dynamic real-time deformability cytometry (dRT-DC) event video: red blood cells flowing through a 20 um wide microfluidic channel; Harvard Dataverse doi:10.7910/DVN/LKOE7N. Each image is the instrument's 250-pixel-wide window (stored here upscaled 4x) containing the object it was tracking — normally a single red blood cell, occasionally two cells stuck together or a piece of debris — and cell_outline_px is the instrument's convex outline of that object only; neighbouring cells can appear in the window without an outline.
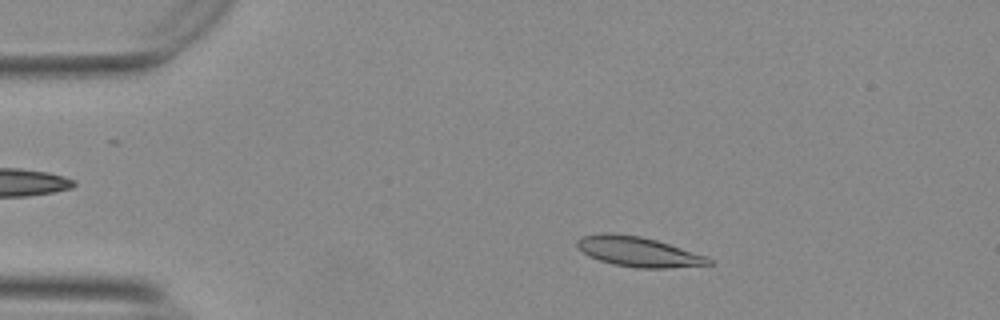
{"species": "Egyptian fruit bat (a non-hibernating species)", "species_latin": "Rousettus aegyptiacus", "temperature_condition": "warm", "stored_images_in_passage": 54, "camera_frame_rate_fps": 3000, "um_per_image_px": 0.085, "animal": {"sex": "female"}, "frame": {"image": 1, "passage_image": 9, "time_ms": 2.667, "image_size_px": [1000, 320], "cell_outline_px": [[712, 264], [668, 268], [636, 268], [612, 264], [588, 256], [576, 244], [576, 240], [580, 236], [600, 232], [616, 232], [640, 236], [656, 240], [704, 256], [712, 260]], "centroid_in_image_um": [54.17, 21.38], "position_along_channel_um": 30.8, "area_um2": 22.89}}
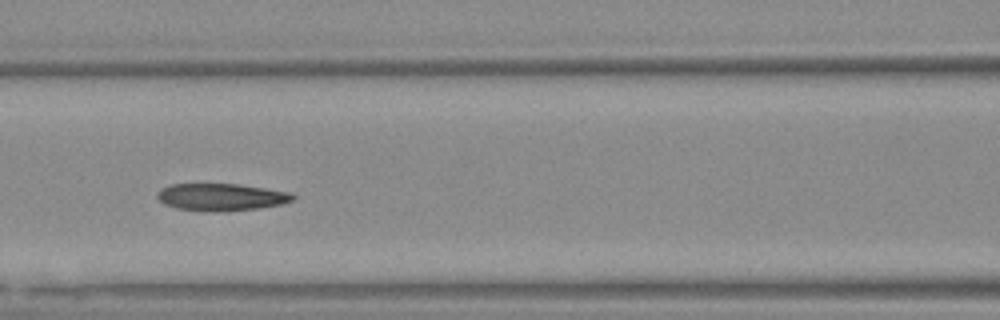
{"frame": {"image": 2, "passage_image": 23, "time_ms": 7.333, "image_size_px": [1000, 320], "cell_outline_px": [[296, 196], [292, 200], [280, 204], [260, 208], [220, 212], [204, 212], [176, 208], [164, 204], [156, 196], [156, 192], [160, 188], [172, 184], [236, 184], [264, 188], [288, 192]], "centroid_in_image_um": [18.74, 16.76], "position_along_channel_um": 147.9, "area_um2": 21.62}}
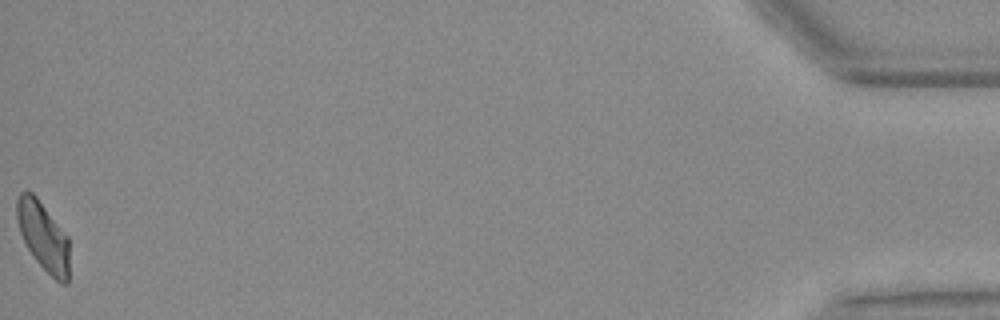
{"frame": {"image": 3, "passage_image": 54, "time_ms": 17.667, "image_size_px": [1000, 320], "cell_outline_px": [[68, 284], [60, 284], [36, 260], [28, 248], [20, 232], [16, 216], [16, 200], [20, 192], [32, 192], [36, 196], [68, 236]], "centroid_in_image_um": [3.67, 20.07], "position_along_channel_um": 431.5, "area_um2": 20.75}}